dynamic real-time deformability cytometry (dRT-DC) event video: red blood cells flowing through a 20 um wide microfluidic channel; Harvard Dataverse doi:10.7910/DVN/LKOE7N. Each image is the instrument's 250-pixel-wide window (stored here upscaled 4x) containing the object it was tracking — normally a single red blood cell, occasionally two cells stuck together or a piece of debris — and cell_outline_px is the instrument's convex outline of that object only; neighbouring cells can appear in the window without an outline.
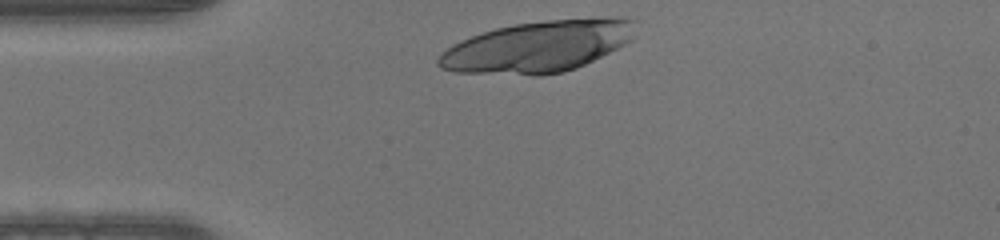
{"species": "human", "species_latin": "Homo sapiens", "temperature_condition": "warm", "stored_images_in_passage": 29, "camera_frame_rate_fps": 3000, "um_per_image_px": 0.085, "donor": {"sex": "male"}, "frame": {"image": 1, "passage_image": 1, "time_ms": 0.0, "image_size_px": [1000, 240], "cell_outline_px": [[636, 20], [632, 40], [576, 68], [564, 72], [540, 76], [536, 76], [456, 72], [440, 68], [436, 64], [436, 60], [440, 52], [452, 44], [460, 40], [496, 28], [512, 24], [548, 20], [600, 16], [604, 16]], "centroid_in_image_um": [45.69, 3.95], "position_along_channel_um": 39.3, "area_um2": 59.42}}
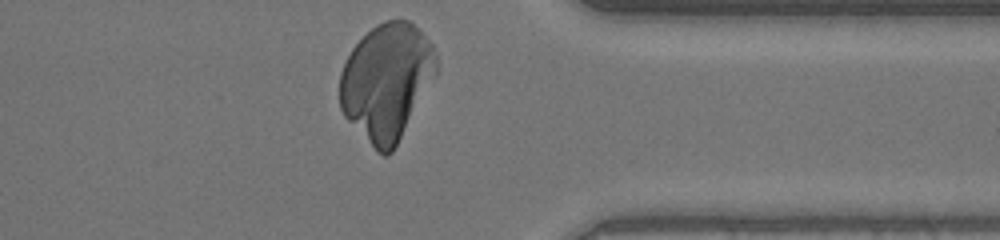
{"frame": {"image": 2, "passage_image": 29, "time_ms": 9.333, "image_size_px": [1000, 240], "cell_outline_px": [[436, 72], [392, 152], [388, 156], [384, 156], [376, 152], [344, 116], [340, 108], [340, 72], [352, 48], [376, 24], [388, 20], [412, 20], [420, 28], [432, 44], [436, 56]], "centroid_in_image_um": [32.84, 6.92], "position_along_channel_um": 378.6, "area_um2": 64.91}}